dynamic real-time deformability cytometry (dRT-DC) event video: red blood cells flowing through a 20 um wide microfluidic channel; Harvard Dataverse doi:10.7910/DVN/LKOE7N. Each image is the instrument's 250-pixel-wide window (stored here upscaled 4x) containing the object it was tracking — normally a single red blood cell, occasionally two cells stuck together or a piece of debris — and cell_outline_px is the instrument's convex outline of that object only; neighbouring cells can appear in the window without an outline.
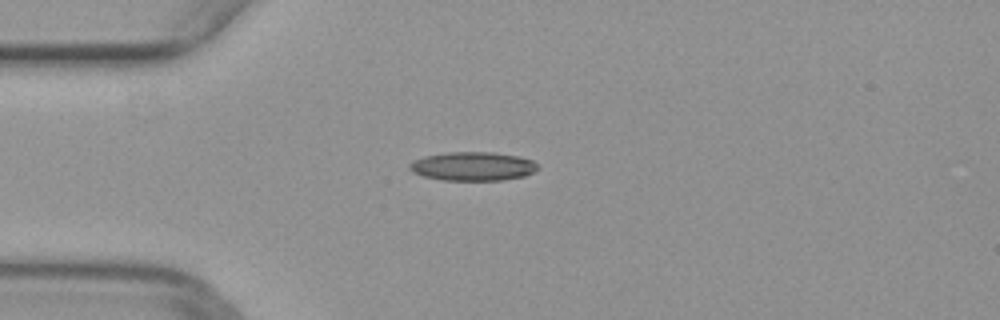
{"species": "common noctule bat (a hibernating species)", "species_latin": "Nyctalus noctula", "temperature_condition": "warm", "stored_images_in_passage": 50, "camera_frame_rate_fps": 3000, "um_per_image_px": 0.085, "animal": {"sex": "female", "body_mass_g": 29.2, "forearm_length_mm": 56.3}, "frame": {"image": 1, "passage_image": 12, "time_ms": 3.667, "image_size_px": [1000, 320], "cell_outline_px": [[540, 168], [524, 176], [504, 180], [444, 180], [424, 176], [412, 172], [408, 168], [408, 164], [412, 160], [424, 156], [448, 152], [496, 152], [520, 156], [532, 160]], "centroid_in_image_um": [40.18, 14.12], "position_along_channel_um": 44.8, "area_um2": 21.68}}
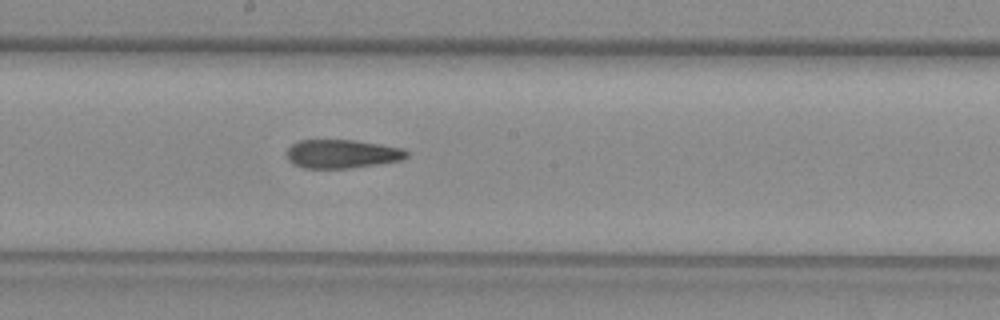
{"frame": {"image": 2, "passage_image": 26, "time_ms": 8.333, "image_size_px": [1000, 320], "cell_outline_px": [[408, 156], [400, 160], [352, 168], [304, 168], [292, 164], [288, 160], [288, 148], [292, 144], [300, 140], [352, 140], [380, 144], [404, 148], [408, 152]], "centroid_in_image_um": [29.07, 13.08], "position_along_channel_um": 219.1, "area_um2": 19.94}}
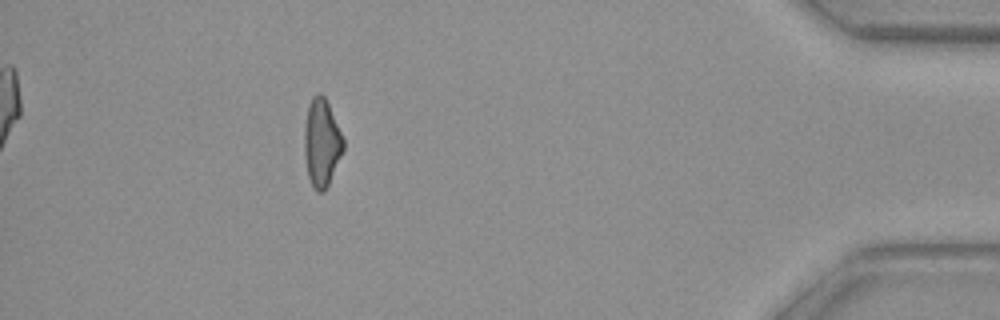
{"frame": {"image": 3, "passage_image": 44, "time_ms": 14.333, "image_size_px": [1000, 320], "cell_outline_px": [[344, 148], [328, 184], [324, 192], [316, 192], [312, 188], [308, 176], [304, 152], [304, 128], [308, 104], [312, 96], [316, 92], [320, 92], [324, 96], [328, 104], [344, 140]], "centroid_in_image_um": [27.31, 12.13], "position_along_channel_um": 407.9, "area_um2": 19.88}}